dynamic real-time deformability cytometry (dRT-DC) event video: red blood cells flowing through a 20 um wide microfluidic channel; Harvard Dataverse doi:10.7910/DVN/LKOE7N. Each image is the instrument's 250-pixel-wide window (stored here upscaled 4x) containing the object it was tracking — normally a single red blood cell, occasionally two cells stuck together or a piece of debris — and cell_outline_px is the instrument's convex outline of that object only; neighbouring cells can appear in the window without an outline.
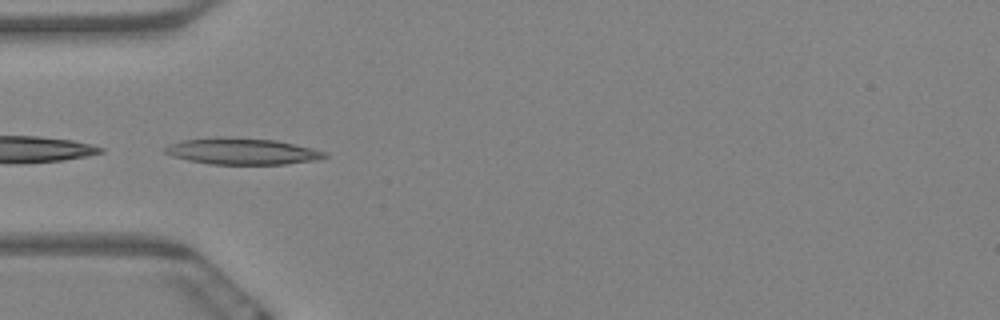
{"species": "Egyptian fruit bat (a non-hibernating species)", "species_latin": "Rousettus aegyptiacus", "temperature_condition": "warm", "stored_images_in_passage": 8, "camera_frame_rate_fps": 3000, "um_per_image_px": 0.085, "animal": {"sex": "female"}, "frame": {"image": 1, "passage_image": 4, "time_ms": 1.0, "image_size_px": [1000, 320], "cell_outline_px": [[328, 156], [316, 160], [284, 164], [208, 164], [188, 160], [172, 156], [164, 152], [164, 148], [168, 144], [184, 140], [216, 136], [220, 136], [276, 140], [312, 148], [324, 152]], "centroid_in_image_um": [20.53, 12.85], "position_along_channel_um": 64.5, "area_um2": 24.57}}
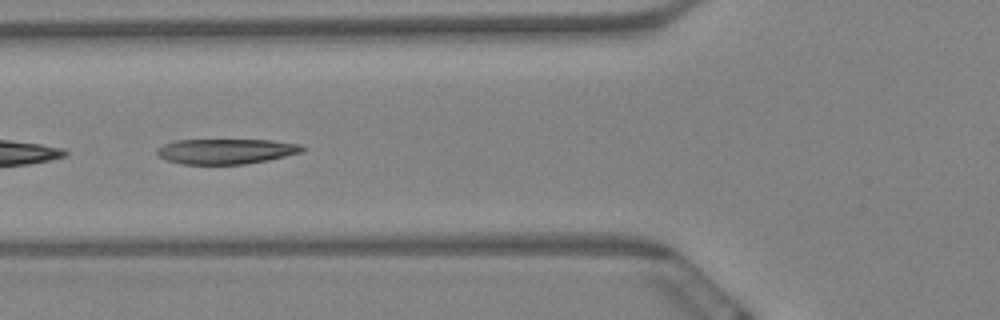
{"frame": {"image": 2, "passage_image": 5, "time_ms": 1.333, "image_size_px": [1000, 320], "cell_outline_px": [[308, 148], [304, 152], [268, 160], [244, 164], [180, 164], [168, 160], [160, 156], [156, 152], [156, 148], [164, 144], [176, 140], [272, 140], [300, 144]], "centroid_in_image_um": [19.26, 12.86], "position_along_channel_um": 106.5, "area_um2": 21.44}}
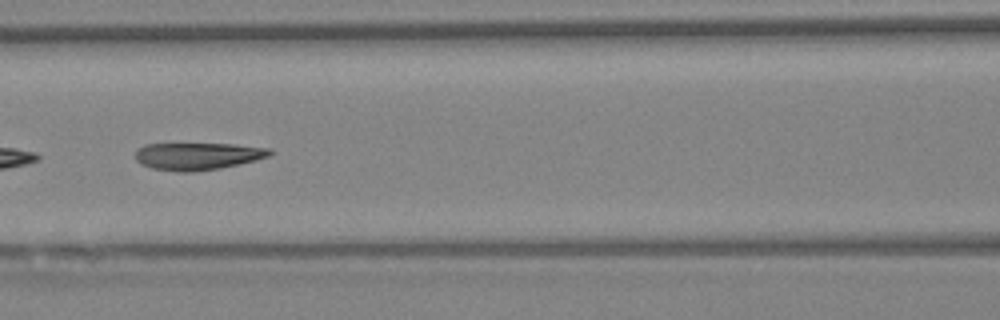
{"frame": {"image": 3, "passage_image": 6, "time_ms": 1.667, "image_size_px": [1000, 320], "cell_outline_px": [[272, 152], [268, 156], [256, 160], [220, 168], [192, 172], [180, 172], [152, 168], [140, 164], [136, 160], [136, 152], [144, 144], [232, 144], [272, 148]], "centroid_in_image_um": [16.8, 13.27], "position_along_channel_um": 149.8, "area_um2": 21.27}}